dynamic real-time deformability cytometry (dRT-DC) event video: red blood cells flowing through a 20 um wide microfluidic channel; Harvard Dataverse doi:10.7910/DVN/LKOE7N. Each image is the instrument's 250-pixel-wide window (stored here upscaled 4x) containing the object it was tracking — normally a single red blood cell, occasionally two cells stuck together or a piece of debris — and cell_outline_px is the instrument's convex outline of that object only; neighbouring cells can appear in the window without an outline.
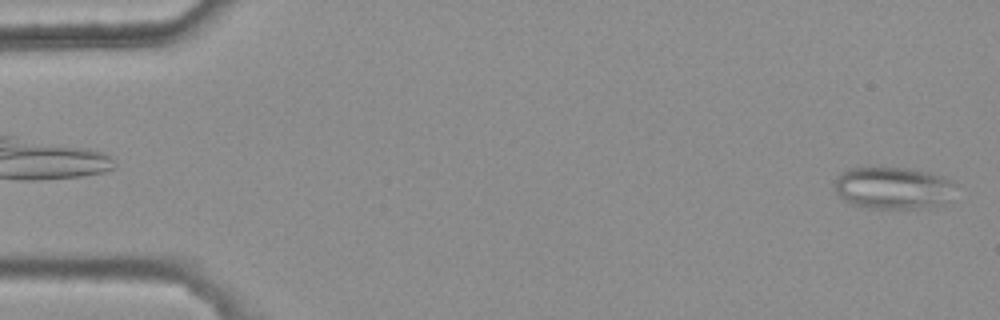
{"species": "common noctule bat (a hibernating species)", "species_latin": "Nyctalus noctula", "temperature_condition": "warm", "stored_images_in_passage": 5, "camera_frame_rate_fps": 3000, "um_per_image_px": 0.085, "animal": {"sex": "female", "body_mass_g": 25.1}, "frame": {"image": 1, "passage_image": 5, "time_ms": 1.333, "image_size_px": [1000, 320], "cell_outline_px": [[956, 184], [944, 200], [928, 208], [868, 208], [852, 204], [844, 200], [836, 192], [836, 176], [848, 168], [912, 168], [932, 172], [944, 176], [952, 180]], "centroid_in_image_um": [75.88, 15.95], "position_along_channel_um": 9.1, "area_um2": 29.42}}